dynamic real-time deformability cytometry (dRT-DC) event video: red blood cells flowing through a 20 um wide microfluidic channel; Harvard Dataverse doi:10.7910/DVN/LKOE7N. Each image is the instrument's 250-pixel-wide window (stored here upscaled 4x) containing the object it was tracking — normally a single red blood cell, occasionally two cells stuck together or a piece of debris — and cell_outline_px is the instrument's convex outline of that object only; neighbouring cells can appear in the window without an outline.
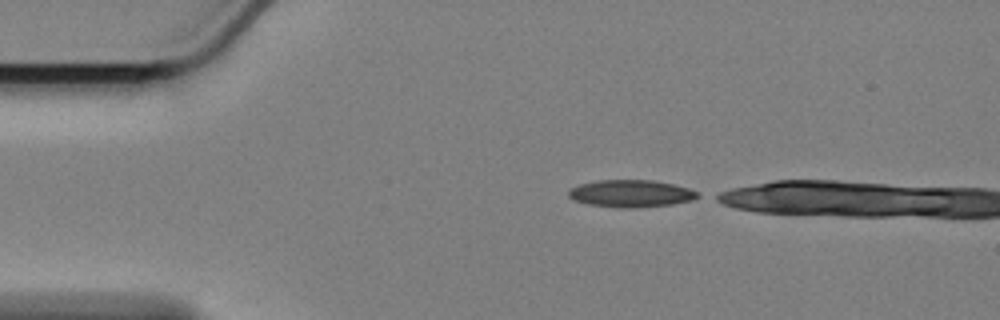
{"species": "Egyptian fruit bat (a non-hibernating species)", "species_latin": "Rousettus aegyptiacus", "temperature_condition": "cold", "stored_images_in_passage": 4, "camera_frame_rate_fps": 3000, "um_per_image_px": 0.085, "animal": {"sex": "female"}, "frame": {"image": 1, "passage_image": 1, "time_ms": 0.0, "image_size_px": [1000, 320], "cell_outline_px": [[700, 196], [692, 200], [672, 204], [640, 208], [616, 208], [588, 204], [572, 200], [568, 196], [568, 188], [580, 184], [600, 180], [652, 180], [672, 184], [688, 188], [696, 192]], "centroid_in_image_um": [53.58, 16.46], "position_along_channel_um": 31.4, "area_um2": 20.63}}